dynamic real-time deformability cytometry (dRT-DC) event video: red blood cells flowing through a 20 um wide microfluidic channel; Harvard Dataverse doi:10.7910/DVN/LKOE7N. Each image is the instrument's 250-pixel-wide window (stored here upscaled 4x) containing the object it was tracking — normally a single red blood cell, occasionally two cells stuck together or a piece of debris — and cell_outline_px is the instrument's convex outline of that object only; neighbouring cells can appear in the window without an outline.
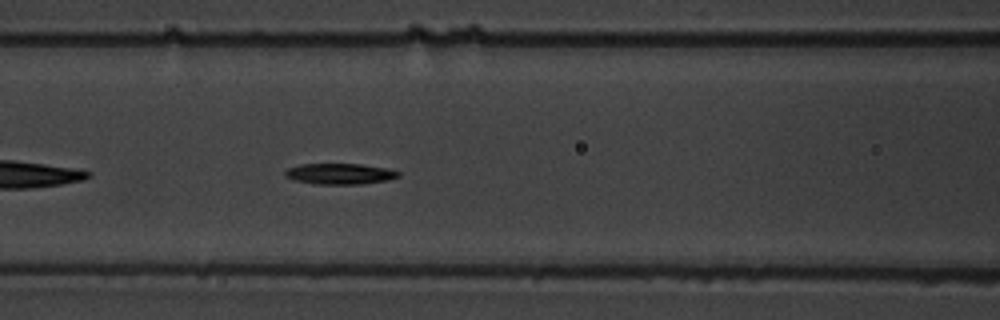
{"species": "common noctule bat (a hibernating species)", "species_latin": "Nyctalus noctula", "temperature_condition": "warm", "stored_images_in_passage": 8, "camera_frame_rate_fps": 3000, "um_per_image_px": 0.085, "animal": {"sex": "male", "body_mass_g": 19.5, "forearm_length_mm": 54.6}, "frame": {"image": 1, "passage_image": 8, "time_ms": 8.0, "image_size_px": [1000, 320], "cell_outline_px": [[400, 176], [388, 180], [364, 184], [316, 184], [296, 180], [284, 176], [284, 172], [288, 168], [300, 164], [360, 164], [392, 168], [400, 172]], "centroid_in_image_um": [28.95, 14.77], "position_along_channel_um": 137.7, "area_um2": 13.93}}